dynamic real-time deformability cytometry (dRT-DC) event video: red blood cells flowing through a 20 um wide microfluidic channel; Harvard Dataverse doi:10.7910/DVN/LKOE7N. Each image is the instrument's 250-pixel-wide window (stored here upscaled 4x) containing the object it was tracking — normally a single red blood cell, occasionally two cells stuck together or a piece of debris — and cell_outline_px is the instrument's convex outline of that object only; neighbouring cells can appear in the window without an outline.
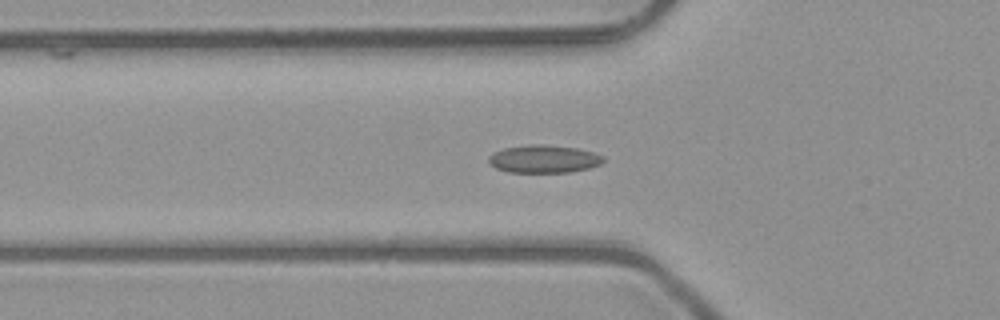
{"species": "common noctule bat (a hibernating species)", "species_latin": "Nyctalus noctula", "temperature_condition": "room temperature", "stored_images_in_passage": 53, "segment_of_instrument_passage": [1, 2], "camera_frame_rate_fps": 3000, "um_per_image_px": 0.085, "animal": {"sex": "male", "body_mass_g": 23.1, "forearm_length_mm": 52.7}, "frame": {"image": 1, "passage_image": 18, "time_ms": 5.667, "image_size_px": [1000, 320], "cell_outline_px": [[604, 160], [600, 164], [588, 168], [572, 172], [508, 172], [496, 168], [488, 164], [488, 156], [492, 152], [504, 148], [532, 144], [540, 144], [576, 148], [592, 152], [604, 156]], "centroid_in_image_um": [46.18, 13.51], "position_along_channel_um": 79.6, "area_um2": 18.61}}
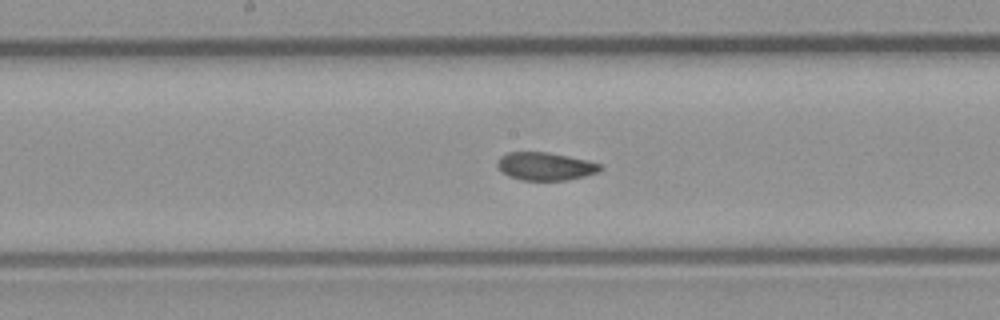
{"frame": {"image": 2, "passage_image": 27, "time_ms": 8.667, "image_size_px": [1000, 320], "cell_outline_px": [[604, 168], [600, 172], [584, 176], [564, 180], [520, 180], [508, 176], [496, 164], [496, 160], [500, 156], [508, 152], [548, 152], [588, 160], [600, 164]], "centroid_in_image_um": [46.36, 14.13], "position_along_channel_um": 201.8, "area_um2": 16.82}}
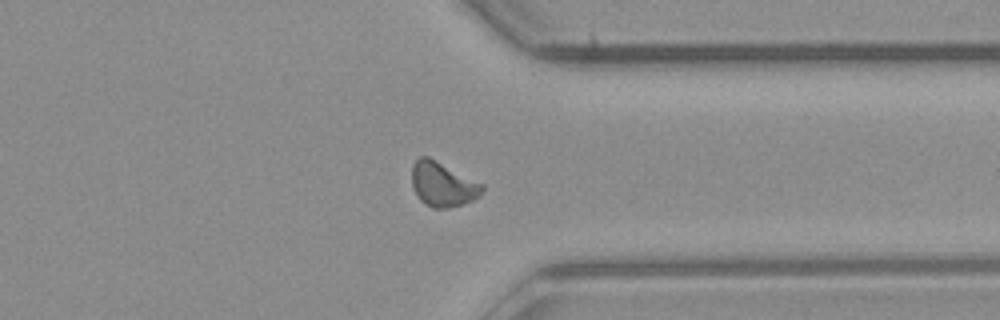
{"frame": {"image": 3, "passage_image": 40, "time_ms": 13.0, "image_size_px": [1000, 320], "cell_outline_px": [[484, 188], [480, 196], [472, 200], [448, 208], [432, 208], [424, 204], [420, 200], [412, 184], [412, 164], [420, 156], [428, 156], [484, 184]], "centroid_in_image_um": [37.63, 15.66], "position_along_channel_um": 373.8, "area_um2": 18.21}}